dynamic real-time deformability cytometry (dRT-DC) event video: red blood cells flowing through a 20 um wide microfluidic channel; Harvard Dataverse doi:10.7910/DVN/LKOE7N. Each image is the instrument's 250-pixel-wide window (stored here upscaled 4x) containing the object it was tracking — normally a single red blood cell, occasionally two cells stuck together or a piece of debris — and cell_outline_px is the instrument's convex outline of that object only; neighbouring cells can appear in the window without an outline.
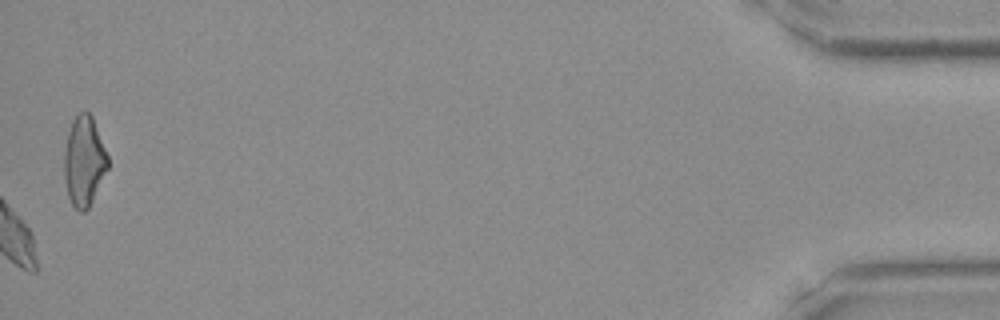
{"species": "Egyptian fruit bat (a non-hibernating species)", "species_latin": "Rousettus aegyptiacus", "temperature_condition": "room temperature", "stored_images_in_passage": 32, "camera_frame_rate_fps": 3000, "um_per_image_px": 0.085, "frame": {"image": 1, "passage_image": 32, "time_ms": 10.333, "image_size_px": [1000, 320], "cell_outline_px": [[108, 168], [88, 208], [84, 212], [80, 212], [72, 204], [68, 196], [64, 180], [64, 152], [68, 132], [72, 120], [80, 112], [88, 112], [92, 116], [108, 156]], "centroid_in_image_um": [7.13, 13.7], "position_along_channel_um": 428.1, "area_um2": 22.66}}